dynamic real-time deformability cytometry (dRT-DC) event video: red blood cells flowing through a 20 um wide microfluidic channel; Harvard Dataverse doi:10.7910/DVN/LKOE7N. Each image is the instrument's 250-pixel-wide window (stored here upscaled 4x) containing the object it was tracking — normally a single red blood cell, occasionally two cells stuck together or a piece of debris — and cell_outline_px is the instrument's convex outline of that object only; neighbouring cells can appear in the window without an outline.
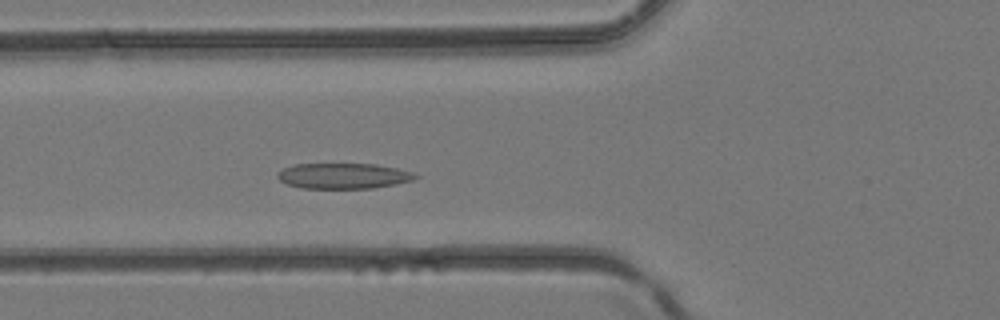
{"species": "common noctule bat (a hibernating species)", "species_latin": "Nyctalus noctula", "temperature_condition": "room temperature", "stored_images_in_passage": 35, "camera_frame_rate_fps": 3000, "um_per_image_px": 0.085, "animal": {"sex": "female", "body_mass_g": 24.6, "forearm_length_mm": 56.2}, "frame": {"image": 1, "passage_image": 11, "time_ms": 3.333, "image_size_px": [1000, 320], "cell_outline_px": [[420, 176], [412, 180], [372, 188], [304, 188], [288, 184], [280, 180], [276, 176], [276, 172], [284, 168], [296, 164], [376, 164], [396, 168], [412, 172]], "centroid_in_image_um": [29.16, 14.94], "position_along_channel_um": 96.6, "area_um2": 20.29}}
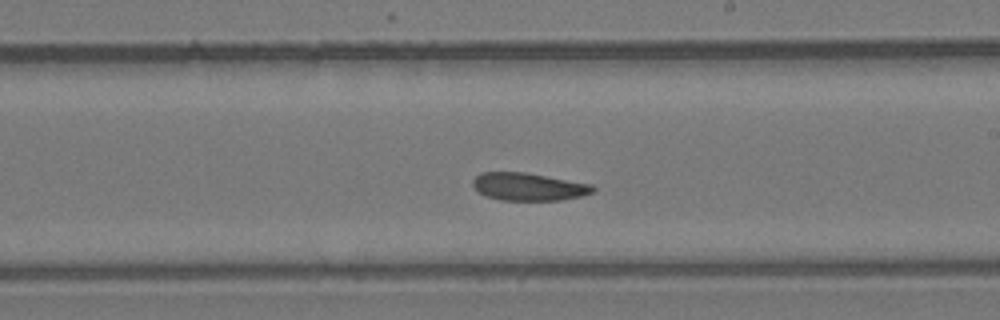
{"frame": {"image": 2, "passage_image": 20, "time_ms": 6.333, "image_size_px": [1000, 320], "cell_outline_px": [[596, 188], [592, 192], [580, 196], [560, 200], [500, 200], [484, 196], [472, 184], [472, 180], [480, 172], [524, 172], [592, 184]], "centroid_in_image_um": [44.9, 15.87], "position_along_channel_um": 244.1, "area_um2": 19.31}}
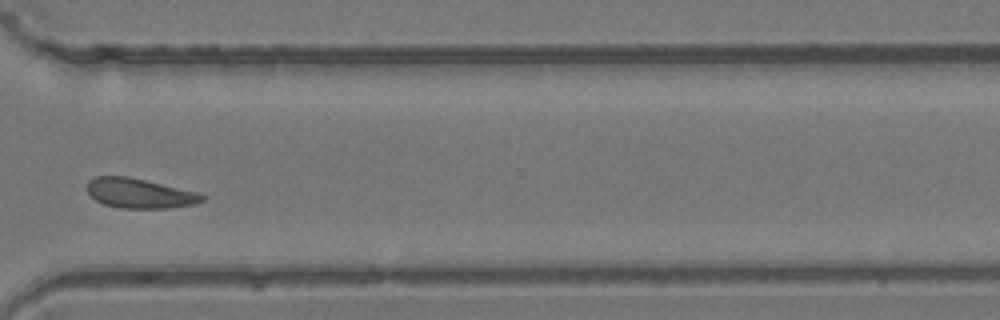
{"frame": {"image": 3, "passage_image": 27, "time_ms": 8.667, "image_size_px": [1000, 320], "cell_outline_px": [[208, 196], [204, 200], [192, 204], [168, 208], [120, 208], [104, 204], [96, 200], [88, 192], [88, 180], [96, 176], [128, 176], [200, 192]], "centroid_in_image_um": [11.9, 16.42], "position_along_channel_um": 358.7, "area_um2": 20.0}}